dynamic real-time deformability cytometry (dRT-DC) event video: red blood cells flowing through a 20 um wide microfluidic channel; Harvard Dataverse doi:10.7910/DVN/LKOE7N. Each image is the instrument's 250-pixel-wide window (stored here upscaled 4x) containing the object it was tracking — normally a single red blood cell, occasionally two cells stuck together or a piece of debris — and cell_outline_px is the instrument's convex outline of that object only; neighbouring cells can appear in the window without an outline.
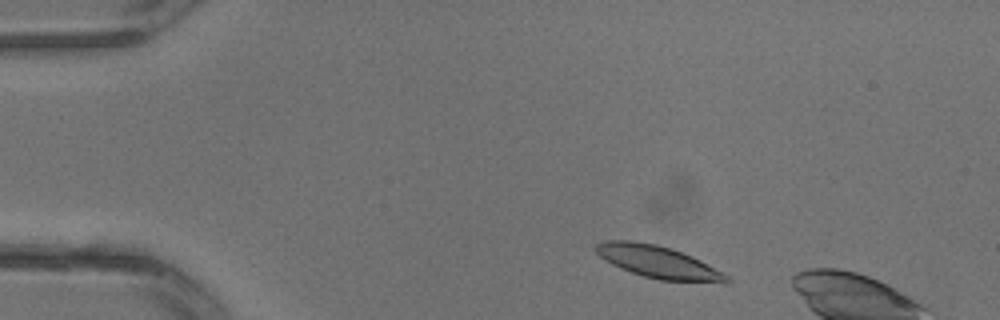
{"species": "common noctule bat (a hibernating species)", "species_latin": "Nyctalus noctula", "temperature_condition": "warm", "stored_images_in_passage": 5, "camera_frame_rate_fps": 3000, "um_per_image_px": 0.085, "animal": {"sex": "male", "body_mass_g": 13.3}, "frame": {"image": 1, "passage_image": 2, "time_ms": 0.333, "image_size_px": [1000, 320], "cell_outline_px": [[732, 280], [724, 284], [660, 280], [644, 276], [620, 268], [604, 260], [592, 248], [596, 244], [604, 240], [632, 240], [656, 244], [672, 248], [692, 256], [700, 260], [728, 276]], "centroid_in_image_um": [55.94, 22.27], "position_along_channel_um": 29.1, "area_um2": 24.91}}